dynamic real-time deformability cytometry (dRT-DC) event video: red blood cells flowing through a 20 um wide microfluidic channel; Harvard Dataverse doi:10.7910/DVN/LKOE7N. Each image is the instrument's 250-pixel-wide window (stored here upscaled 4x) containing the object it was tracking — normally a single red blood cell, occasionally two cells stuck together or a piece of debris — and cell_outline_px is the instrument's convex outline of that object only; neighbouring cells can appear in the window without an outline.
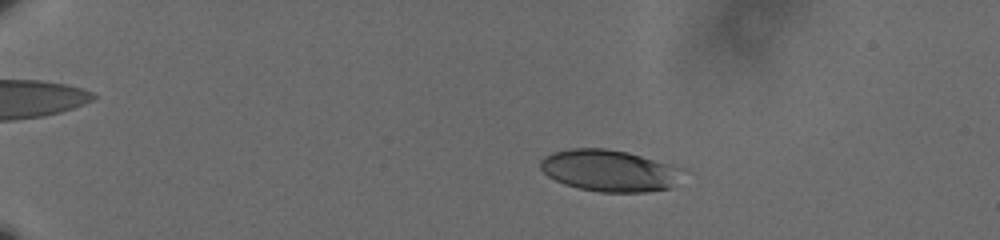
{"species": "human", "species_latin": "Homo sapiens", "temperature_condition": "cold", "stored_images_in_passage": 61, "camera_frame_rate_fps": 3000, "um_per_image_px": 0.085, "donor": {"sex": "male"}, "frame": {"image": 1, "passage_image": 14, "time_ms": 4.333, "image_size_px": [1000, 240], "cell_outline_px": [[688, 168], [668, 188], [648, 192], [600, 192], [580, 188], [564, 184], [548, 176], [540, 168], [540, 160], [544, 156], [552, 152], [572, 148], [608, 148], [628, 152]], "centroid_in_image_um": [51.82, 14.48], "position_along_channel_um": 33.2, "area_um2": 34.8}}
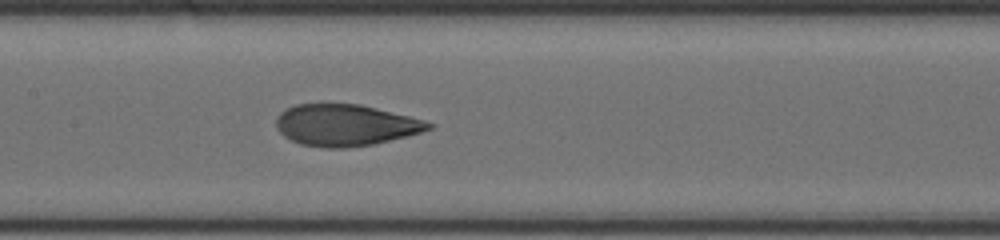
{"frame": {"image": 2, "passage_image": 34, "time_ms": 11.0, "image_size_px": [1000, 240], "cell_outline_px": [[432, 128], [420, 132], [372, 144], [344, 148], [324, 148], [300, 144], [284, 136], [276, 128], [276, 120], [280, 112], [296, 104], [360, 104], [424, 120], [432, 124]], "centroid_in_image_um": [29.31, 10.63], "position_along_channel_um": 178.1, "area_um2": 36.41}}
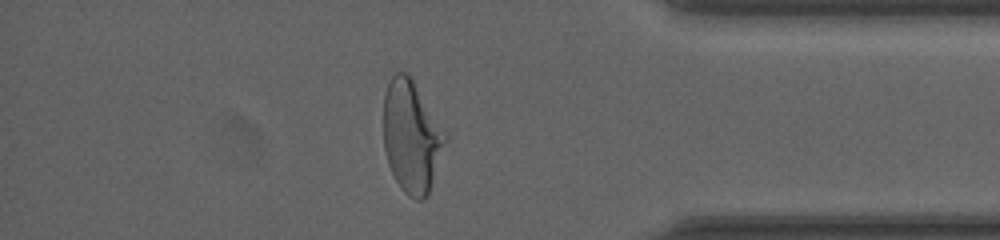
{"frame": {"image": 3, "passage_image": 54, "time_ms": 17.667, "image_size_px": [1000, 240], "cell_outline_px": [[448, 140], [428, 196], [424, 200], [416, 200], [408, 196], [400, 188], [388, 164], [384, 148], [384, 92], [392, 76], [396, 72], [404, 72], [412, 80], [448, 132]], "centroid_in_image_um": [35.02, 11.65], "position_along_channel_um": 400.2, "area_um2": 40.75}, "authors_computed_cell_mechanics": {"area_um2": 36.2984, "velocity_mm_per_s": 3.6002, "shape_relaxation_time_tau1_ms": 3.7896, "shape_relaxation_time_tau2_ms": 0.8978, "deformation_change_tau1": 0.1801, "deformation_change_tau2": 0.0696}}